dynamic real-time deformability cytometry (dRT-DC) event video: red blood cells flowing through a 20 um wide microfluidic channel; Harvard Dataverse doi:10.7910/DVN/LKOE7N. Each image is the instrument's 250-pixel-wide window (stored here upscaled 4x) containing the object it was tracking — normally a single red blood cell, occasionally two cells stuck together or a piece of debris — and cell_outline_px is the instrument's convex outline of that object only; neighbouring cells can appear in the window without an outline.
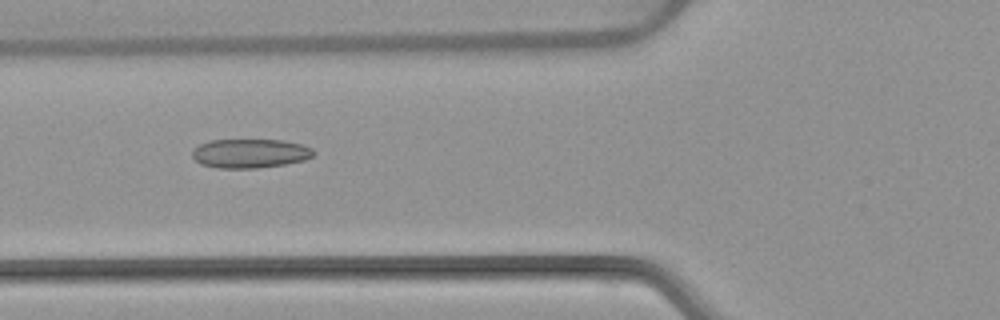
{"species": "common noctule bat (a hibernating species)", "species_latin": "Nyctalus noctula", "temperature_condition": "warm", "stored_images_in_passage": 50, "camera_frame_rate_fps": 3000, "um_per_image_px": 0.085, "animal": {"sex": "female", "body_mass_g": 22.7, "forearm_length_mm": 54.2}, "frame": {"image": 1, "passage_image": 18, "time_ms": 5.667, "image_size_px": [1000, 320], "cell_outline_px": [[316, 152], [312, 156], [304, 160], [284, 164], [256, 168], [216, 168], [200, 164], [192, 156], [192, 148], [208, 140], [284, 140], [304, 144], [312, 148]], "centroid_in_image_um": [21.25, 13.03], "position_along_channel_um": 104.6, "area_um2": 20.75}}
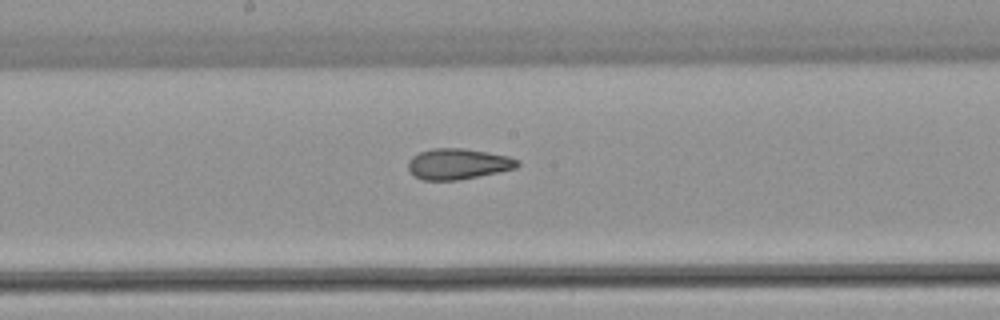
{"frame": {"image": 2, "passage_image": 26, "time_ms": 8.333, "image_size_px": [1000, 320], "cell_outline_px": [[520, 164], [516, 168], [500, 172], [460, 180], [424, 180], [408, 172], [408, 160], [412, 156], [420, 152], [432, 148], [464, 148], [488, 152], [508, 156], [520, 160]], "centroid_in_image_um": [38.94, 13.93], "position_along_channel_um": 209.3, "area_um2": 19.83}}
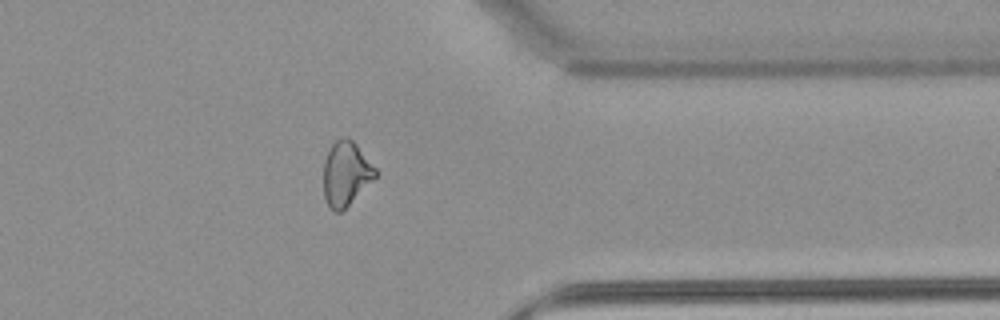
{"frame": {"image": 3, "passage_image": 40, "time_ms": 13.0, "image_size_px": [1000, 320], "cell_outline_px": [[376, 176], [340, 212], [332, 212], [324, 196], [324, 160], [328, 148], [340, 136], [348, 136], [356, 144], [376, 168]], "centroid_in_image_um": [29.37, 14.71], "position_along_channel_um": 382.0, "area_um2": 19.25}, "authors_computed_cell_mechanics": {"area_um2": 20.808, "velocity_mm_per_s": 3.9245, "shape_relaxation_time_tau1_ms": null, "shape_relaxation_time_tau2_ms": 2.8074, "deformation_change_tau1": null, "deformation_change_tau2": 0.0937}}